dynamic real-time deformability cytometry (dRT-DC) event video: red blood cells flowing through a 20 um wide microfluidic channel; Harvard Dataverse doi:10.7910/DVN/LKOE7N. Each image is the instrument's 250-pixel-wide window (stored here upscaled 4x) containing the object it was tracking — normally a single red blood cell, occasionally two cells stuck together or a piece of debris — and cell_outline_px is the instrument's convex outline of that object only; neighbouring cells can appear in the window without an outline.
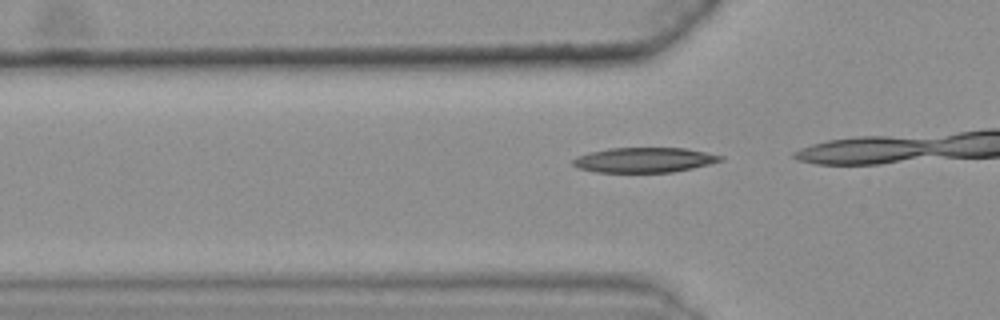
{"species": "common noctule bat (a hibernating species)", "species_latin": "Nyctalus noctula", "temperature_condition": "warm", "stored_images_in_passage": 7, "camera_frame_rate_fps": 3000, "um_per_image_px": 0.085, "animal": {"sex": "female", "body_mass_g": 25.1}, "frame": {"image": 1, "passage_image": 5, "time_ms": 1.333, "image_size_px": [1000, 320], "cell_outline_px": [[724, 160], [692, 168], [672, 172], [596, 172], [576, 168], [572, 164], [572, 160], [576, 156], [588, 152], [608, 148], [684, 148], [724, 156]], "centroid_in_image_um": [54.7, 13.59], "position_along_channel_um": 71.1, "area_um2": 21.5}}